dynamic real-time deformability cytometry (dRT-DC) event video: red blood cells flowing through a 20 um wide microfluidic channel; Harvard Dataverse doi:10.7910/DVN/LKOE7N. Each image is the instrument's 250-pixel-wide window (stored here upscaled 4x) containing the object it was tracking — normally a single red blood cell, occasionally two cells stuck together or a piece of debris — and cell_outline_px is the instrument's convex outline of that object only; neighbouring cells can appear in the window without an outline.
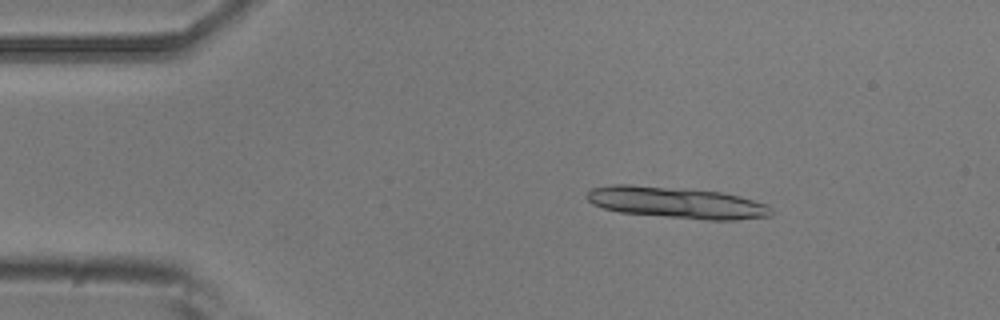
{"species": "common noctule bat (a hibernating species)", "species_latin": "Nyctalus noctula", "temperature_condition": "room temperature", "stored_images_in_passage": 4, "camera_frame_rate_fps": 3000, "um_per_image_px": 0.085, "animal": {"sex": "male", "body_mass_g": 20.5, "forearm_length_mm": 52.5}, "frame": {"image": 1, "passage_image": 2, "time_ms": 0.333, "image_size_px": [1000, 320], "cell_outline_px": [[772, 212], [768, 216], [736, 220], [708, 220], [620, 212], [604, 208], [592, 204], [584, 196], [592, 188], [612, 184], [628, 184], [684, 188], [720, 192], [740, 196], [768, 204], [772, 208]], "centroid_in_image_um": [57.5, 17.21], "position_along_channel_um": 27.5, "area_um2": 33.76}}